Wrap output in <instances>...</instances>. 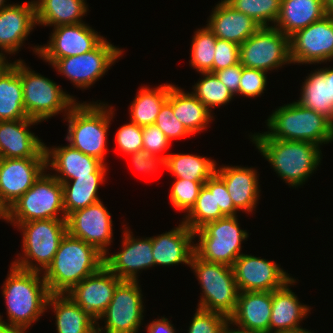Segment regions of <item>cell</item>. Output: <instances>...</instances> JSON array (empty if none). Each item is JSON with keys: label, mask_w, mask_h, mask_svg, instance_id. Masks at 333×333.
<instances>
[{"label": "cell", "mask_w": 333, "mask_h": 333, "mask_svg": "<svg viewBox=\"0 0 333 333\" xmlns=\"http://www.w3.org/2000/svg\"><path fill=\"white\" fill-rule=\"evenodd\" d=\"M155 125L164 132V135L170 142L176 138L192 136L187 128L174 116L172 107V84L168 99L161 106Z\"/></svg>", "instance_id": "7bdbcfd3"}, {"label": "cell", "mask_w": 333, "mask_h": 333, "mask_svg": "<svg viewBox=\"0 0 333 333\" xmlns=\"http://www.w3.org/2000/svg\"><path fill=\"white\" fill-rule=\"evenodd\" d=\"M217 163L200 155L170 153L166 158V169L174 178L190 181H207L216 173Z\"/></svg>", "instance_id": "8d00e7d4"}, {"label": "cell", "mask_w": 333, "mask_h": 333, "mask_svg": "<svg viewBox=\"0 0 333 333\" xmlns=\"http://www.w3.org/2000/svg\"><path fill=\"white\" fill-rule=\"evenodd\" d=\"M120 281L104 265L98 272L75 285L66 295L97 321L106 311Z\"/></svg>", "instance_id": "ffe728a7"}, {"label": "cell", "mask_w": 333, "mask_h": 333, "mask_svg": "<svg viewBox=\"0 0 333 333\" xmlns=\"http://www.w3.org/2000/svg\"><path fill=\"white\" fill-rule=\"evenodd\" d=\"M146 327L147 333H176L173 324L164 316L154 319Z\"/></svg>", "instance_id": "f5cc1de1"}, {"label": "cell", "mask_w": 333, "mask_h": 333, "mask_svg": "<svg viewBox=\"0 0 333 333\" xmlns=\"http://www.w3.org/2000/svg\"><path fill=\"white\" fill-rule=\"evenodd\" d=\"M37 26L35 3L10 4L0 10V52L15 54ZM34 27V28H33Z\"/></svg>", "instance_id": "603a6c76"}, {"label": "cell", "mask_w": 333, "mask_h": 333, "mask_svg": "<svg viewBox=\"0 0 333 333\" xmlns=\"http://www.w3.org/2000/svg\"><path fill=\"white\" fill-rule=\"evenodd\" d=\"M237 217L226 216L196 230L194 237L199 241L194 244L195 254L208 262L232 266L242 255V242L249 237L246 230L240 229Z\"/></svg>", "instance_id": "30bf717a"}, {"label": "cell", "mask_w": 333, "mask_h": 333, "mask_svg": "<svg viewBox=\"0 0 333 333\" xmlns=\"http://www.w3.org/2000/svg\"><path fill=\"white\" fill-rule=\"evenodd\" d=\"M104 103L78 101L64 119L68 122L65 140L73 148L106 164L107 133L114 111L112 106Z\"/></svg>", "instance_id": "5b68a950"}, {"label": "cell", "mask_w": 333, "mask_h": 333, "mask_svg": "<svg viewBox=\"0 0 333 333\" xmlns=\"http://www.w3.org/2000/svg\"><path fill=\"white\" fill-rule=\"evenodd\" d=\"M170 187V202L178 211H184L186 214L195 205L199 196L200 189L206 181H190L187 179H174Z\"/></svg>", "instance_id": "b9f144b4"}, {"label": "cell", "mask_w": 333, "mask_h": 333, "mask_svg": "<svg viewBox=\"0 0 333 333\" xmlns=\"http://www.w3.org/2000/svg\"><path fill=\"white\" fill-rule=\"evenodd\" d=\"M122 53V49L104 38L93 50L57 59L51 65L57 69L58 74L67 77L75 87L87 89L105 75L116 60L120 59Z\"/></svg>", "instance_id": "7c38bea8"}, {"label": "cell", "mask_w": 333, "mask_h": 333, "mask_svg": "<svg viewBox=\"0 0 333 333\" xmlns=\"http://www.w3.org/2000/svg\"><path fill=\"white\" fill-rule=\"evenodd\" d=\"M189 266L196 274L195 276L202 288L197 307L223 314L229 318L236 309L240 293L232 267L226 264L205 261L195 253Z\"/></svg>", "instance_id": "52a82bcc"}, {"label": "cell", "mask_w": 333, "mask_h": 333, "mask_svg": "<svg viewBox=\"0 0 333 333\" xmlns=\"http://www.w3.org/2000/svg\"><path fill=\"white\" fill-rule=\"evenodd\" d=\"M330 89H331V95L333 97V68H330Z\"/></svg>", "instance_id": "680465c9"}, {"label": "cell", "mask_w": 333, "mask_h": 333, "mask_svg": "<svg viewBox=\"0 0 333 333\" xmlns=\"http://www.w3.org/2000/svg\"><path fill=\"white\" fill-rule=\"evenodd\" d=\"M267 72L242 67V73L239 83V92L236 95L246 97H259L264 93L267 86Z\"/></svg>", "instance_id": "f6af8a7d"}, {"label": "cell", "mask_w": 333, "mask_h": 333, "mask_svg": "<svg viewBox=\"0 0 333 333\" xmlns=\"http://www.w3.org/2000/svg\"><path fill=\"white\" fill-rule=\"evenodd\" d=\"M0 333H22L18 328L9 325L7 322L3 321L0 315Z\"/></svg>", "instance_id": "db71d44e"}, {"label": "cell", "mask_w": 333, "mask_h": 333, "mask_svg": "<svg viewBox=\"0 0 333 333\" xmlns=\"http://www.w3.org/2000/svg\"><path fill=\"white\" fill-rule=\"evenodd\" d=\"M224 333H246L236 330V328L231 329L229 326L225 329Z\"/></svg>", "instance_id": "91938a15"}, {"label": "cell", "mask_w": 333, "mask_h": 333, "mask_svg": "<svg viewBox=\"0 0 333 333\" xmlns=\"http://www.w3.org/2000/svg\"><path fill=\"white\" fill-rule=\"evenodd\" d=\"M41 219H66L62 183L46 170L2 218L13 226Z\"/></svg>", "instance_id": "8992f818"}, {"label": "cell", "mask_w": 333, "mask_h": 333, "mask_svg": "<svg viewBox=\"0 0 333 333\" xmlns=\"http://www.w3.org/2000/svg\"><path fill=\"white\" fill-rule=\"evenodd\" d=\"M38 122L31 118L0 121V158L46 157L44 142L29 129Z\"/></svg>", "instance_id": "7402d4cb"}, {"label": "cell", "mask_w": 333, "mask_h": 333, "mask_svg": "<svg viewBox=\"0 0 333 333\" xmlns=\"http://www.w3.org/2000/svg\"><path fill=\"white\" fill-rule=\"evenodd\" d=\"M240 64L268 73L291 64L290 37L274 26L260 27L240 45Z\"/></svg>", "instance_id": "8fae6325"}, {"label": "cell", "mask_w": 333, "mask_h": 333, "mask_svg": "<svg viewBox=\"0 0 333 333\" xmlns=\"http://www.w3.org/2000/svg\"><path fill=\"white\" fill-rule=\"evenodd\" d=\"M268 131L250 138L307 141L318 146L333 142V122L326 116L305 108L297 101L278 107L268 117Z\"/></svg>", "instance_id": "3957f363"}, {"label": "cell", "mask_w": 333, "mask_h": 333, "mask_svg": "<svg viewBox=\"0 0 333 333\" xmlns=\"http://www.w3.org/2000/svg\"><path fill=\"white\" fill-rule=\"evenodd\" d=\"M231 267L240 292H272L293 278L274 261L251 254L242 253Z\"/></svg>", "instance_id": "ac0fdd59"}, {"label": "cell", "mask_w": 333, "mask_h": 333, "mask_svg": "<svg viewBox=\"0 0 333 333\" xmlns=\"http://www.w3.org/2000/svg\"><path fill=\"white\" fill-rule=\"evenodd\" d=\"M6 58V54L0 52V75L12 65Z\"/></svg>", "instance_id": "11a10c76"}, {"label": "cell", "mask_w": 333, "mask_h": 333, "mask_svg": "<svg viewBox=\"0 0 333 333\" xmlns=\"http://www.w3.org/2000/svg\"><path fill=\"white\" fill-rule=\"evenodd\" d=\"M42 274V275H41ZM3 283L8 324L26 333L47 310L50 296L43 273L24 270L11 263Z\"/></svg>", "instance_id": "6da1fadb"}, {"label": "cell", "mask_w": 333, "mask_h": 333, "mask_svg": "<svg viewBox=\"0 0 333 333\" xmlns=\"http://www.w3.org/2000/svg\"><path fill=\"white\" fill-rule=\"evenodd\" d=\"M104 256L94 246L67 232L52 263L43 272L50 294H67L104 266Z\"/></svg>", "instance_id": "7a4b0ae2"}, {"label": "cell", "mask_w": 333, "mask_h": 333, "mask_svg": "<svg viewBox=\"0 0 333 333\" xmlns=\"http://www.w3.org/2000/svg\"><path fill=\"white\" fill-rule=\"evenodd\" d=\"M216 40L217 37L207 26L194 32L189 63L197 72L213 73Z\"/></svg>", "instance_id": "ab89813d"}, {"label": "cell", "mask_w": 333, "mask_h": 333, "mask_svg": "<svg viewBox=\"0 0 333 333\" xmlns=\"http://www.w3.org/2000/svg\"><path fill=\"white\" fill-rule=\"evenodd\" d=\"M86 0H34L37 25L62 26L83 23L88 12Z\"/></svg>", "instance_id": "4dcf8cb0"}, {"label": "cell", "mask_w": 333, "mask_h": 333, "mask_svg": "<svg viewBox=\"0 0 333 333\" xmlns=\"http://www.w3.org/2000/svg\"><path fill=\"white\" fill-rule=\"evenodd\" d=\"M272 310V292H240L234 313L229 317V326L246 333H269Z\"/></svg>", "instance_id": "cb8c5ba5"}, {"label": "cell", "mask_w": 333, "mask_h": 333, "mask_svg": "<svg viewBox=\"0 0 333 333\" xmlns=\"http://www.w3.org/2000/svg\"><path fill=\"white\" fill-rule=\"evenodd\" d=\"M202 79L192 86L191 92L211 113L212 108L226 105L233 100V93L222 83L215 73L201 72Z\"/></svg>", "instance_id": "f35d334b"}, {"label": "cell", "mask_w": 333, "mask_h": 333, "mask_svg": "<svg viewBox=\"0 0 333 333\" xmlns=\"http://www.w3.org/2000/svg\"><path fill=\"white\" fill-rule=\"evenodd\" d=\"M26 118L18 59L0 75V121Z\"/></svg>", "instance_id": "d6a6232c"}, {"label": "cell", "mask_w": 333, "mask_h": 333, "mask_svg": "<svg viewBox=\"0 0 333 333\" xmlns=\"http://www.w3.org/2000/svg\"><path fill=\"white\" fill-rule=\"evenodd\" d=\"M325 16L324 0H282L274 27L290 37Z\"/></svg>", "instance_id": "f546056e"}, {"label": "cell", "mask_w": 333, "mask_h": 333, "mask_svg": "<svg viewBox=\"0 0 333 333\" xmlns=\"http://www.w3.org/2000/svg\"><path fill=\"white\" fill-rule=\"evenodd\" d=\"M242 67L243 66L240 63H237L215 72L218 78L233 93L234 96L239 92Z\"/></svg>", "instance_id": "816d5d0a"}, {"label": "cell", "mask_w": 333, "mask_h": 333, "mask_svg": "<svg viewBox=\"0 0 333 333\" xmlns=\"http://www.w3.org/2000/svg\"><path fill=\"white\" fill-rule=\"evenodd\" d=\"M106 174H90V176H76V179L62 183L63 205L66 217L79 209L100 201L99 185L105 182Z\"/></svg>", "instance_id": "e575fe53"}, {"label": "cell", "mask_w": 333, "mask_h": 333, "mask_svg": "<svg viewBox=\"0 0 333 333\" xmlns=\"http://www.w3.org/2000/svg\"><path fill=\"white\" fill-rule=\"evenodd\" d=\"M138 283L137 280H121L117 284L111 302L97 320V333H138L145 311ZM102 319L104 327L98 322Z\"/></svg>", "instance_id": "4fadbf2b"}, {"label": "cell", "mask_w": 333, "mask_h": 333, "mask_svg": "<svg viewBox=\"0 0 333 333\" xmlns=\"http://www.w3.org/2000/svg\"><path fill=\"white\" fill-rule=\"evenodd\" d=\"M171 84L159 85L156 88L140 87L130 105V121L144 127L155 124L163 103L168 99Z\"/></svg>", "instance_id": "d590c367"}, {"label": "cell", "mask_w": 333, "mask_h": 333, "mask_svg": "<svg viewBox=\"0 0 333 333\" xmlns=\"http://www.w3.org/2000/svg\"><path fill=\"white\" fill-rule=\"evenodd\" d=\"M194 232L182 221L171 231L152 236L155 266L190 265L194 255ZM192 242V243H191Z\"/></svg>", "instance_id": "484cf974"}, {"label": "cell", "mask_w": 333, "mask_h": 333, "mask_svg": "<svg viewBox=\"0 0 333 333\" xmlns=\"http://www.w3.org/2000/svg\"><path fill=\"white\" fill-rule=\"evenodd\" d=\"M143 127L133 122L122 125L116 132L117 151L130 155L143 149Z\"/></svg>", "instance_id": "bcb514c9"}, {"label": "cell", "mask_w": 333, "mask_h": 333, "mask_svg": "<svg viewBox=\"0 0 333 333\" xmlns=\"http://www.w3.org/2000/svg\"><path fill=\"white\" fill-rule=\"evenodd\" d=\"M226 217L216 206L215 174L206 181L200 189L195 205L184 215L182 222L193 232L204 227L207 223Z\"/></svg>", "instance_id": "74e56055"}, {"label": "cell", "mask_w": 333, "mask_h": 333, "mask_svg": "<svg viewBox=\"0 0 333 333\" xmlns=\"http://www.w3.org/2000/svg\"><path fill=\"white\" fill-rule=\"evenodd\" d=\"M168 154L155 156L149 154L146 150H140L130 154L132 158V164L136 168V170L140 172H144L146 174L157 172L158 166L161 165L166 168V158Z\"/></svg>", "instance_id": "681fc988"}, {"label": "cell", "mask_w": 333, "mask_h": 333, "mask_svg": "<svg viewBox=\"0 0 333 333\" xmlns=\"http://www.w3.org/2000/svg\"><path fill=\"white\" fill-rule=\"evenodd\" d=\"M276 333H313L305 328L296 331H285V332H276Z\"/></svg>", "instance_id": "6f0895ef"}, {"label": "cell", "mask_w": 333, "mask_h": 333, "mask_svg": "<svg viewBox=\"0 0 333 333\" xmlns=\"http://www.w3.org/2000/svg\"><path fill=\"white\" fill-rule=\"evenodd\" d=\"M240 46L233 42L217 38L213 60V73L240 63Z\"/></svg>", "instance_id": "7dc6e473"}, {"label": "cell", "mask_w": 333, "mask_h": 333, "mask_svg": "<svg viewBox=\"0 0 333 333\" xmlns=\"http://www.w3.org/2000/svg\"><path fill=\"white\" fill-rule=\"evenodd\" d=\"M16 227L23 232L21 247L24 256L20 255L12 264L24 270L43 273L52 263L67 233L66 219L33 220Z\"/></svg>", "instance_id": "ba28073f"}, {"label": "cell", "mask_w": 333, "mask_h": 333, "mask_svg": "<svg viewBox=\"0 0 333 333\" xmlns=\"http://www.w3.org/2000/svg\"><path fill=\"white\" fill-rule=\"evenodd\" d=\"M57 333H97V321L66 294H50Z\"/></svg>", "instance_id": "f1b7e54d"}, {"label": "cell", "mask_w": 333, "mask_h": 333, "mask_svg": "<svg viewBox=\"0 0 333 333\" xmlns=\"http://www.w3.org/2000/svg\"><path fill=\"white\" fill-rule=\"evenodd\" d=\"M213 9L206 26L219 39L240 46L260 28L251 17L236 11L227 2L219 1Z\"/></svg>", "instance_id": "4316f807"}, {"label": "cell", "mask_w": 333, "mask_h": 333, "mask_svg": "<svg viewBox=\"0 0 333 333\" xmlns=\"http://www.w3.org/2000/svg\"><path fill=\"white\" fill-rule=\"evenodd\" d=\"M236 11L251 17L260 27L274 26L280 13L282 0H228Z\"/></svg>", "instance_id": "60d3db41"}, {"label": "cell", "mask_w": 333, "mask_h": 333, "mask_svg": "<svg viewBox=\"0 0 333 333\" xmlns=\"http://www.w3.org/2000/svg\"><path fill=\"white\" fill-rule=\"evenodd\" d=\"M324 8L326 15L333 17V0H324Z\"/></svg>", "instance_id": "9f6ffc18"}, {"label": "cell", "mask_w": 333, "mask_h": 333, "mask_svg": "<svg viewBox=\"0 0 333 333\" xmlns=\"http://www.w3.org/2000/svg\"><path fill=\"white\" fill-rule=\"evenodd\" d=\"M46 45H36L33 52L51 65L55 60L93 50L104 37L86 23L55 27Z\"/></svg>", "instance_id": "9a60e30c"}, {"label": "cell", "mask_w": 333, "mask_h": 333, "mask_svg": "<svg viewBox=\"0 0 333 333\" xmlns=\"http://www.w3.org/2000/svg\"><path fill=\"white\" fill-rule=\"evenodd\" d=\"M46 169V157L0 158V219Z\"/></svg>", "instance_id": "5bb4252c"}, {"label": "cell", "mask_w": 333, "mask_h": 333, "mask_svg": "<svg viewBox=\"0 0 333 333\" xmlns=\"http://www.w3.org/2000/svg\"><path fill=\"white\" fill-rule=\"evenodd\" d=\"M20 78L27 116L39 122L59 113L64 117L76 103L74 96L64 92L53 80L36 73L20 59ZM66 113V114H65Z\"/></svg>", "instance_id": "9c48e42d"}, {"label": "cell", "mask_w": 333, "mask_h": 333, "mask_svg": "<svg viewBox=\"0 0 333 333\" xmlns=\"http://www.w3.org/2000/svg\"><path fill=\"white\" fill-rule=\"evenodd\" d=\"M67 232L97 248L103 255L108 252L113 239V224L110 212L100 200L76 210L66 217Z\"/></svg>", "instance_id": "e0dca14e"}, {"label": "cell", "mask_w": 333, "mask_h": 333, "mask_svg": "<svg viewBox=\"0 0 333 333\" xmlns=\"http://www.w3.org/2000/svg\"><path fill=\"white\" fill-rule=\"evenodd\" d=\"M300 98L297 100L305 108L320 113L333 122V97L330 89V67L311 72L301 87Z\"/></svg>", "instance_id": "1f68e13d"}, {"label": "cell", "mask_w": 333, "mask_h": 333, "mask_svg": "<svg viewBox=\"0 0 333 333\" xmlns=\"http://www.w3.org/2000/svg\"><path fill=\"white\" fill-rule=\"evenodd\" d=\"M293 64H315L333 60V17L325 16L290 36Z\"/></svg>", "instance_id": "2e32d148"}, {"label": "cell", "mask_w": 333, "mask_h": 333, "mask_svg": "<svg viewBox=\"0 0 333 333\" xmlns=\"http://www.w3.org/2000/svg\"><path fill=\"white\" fill-rule=\"evenodd\" d=\"M229 318L217 312L197 308L190 322L188 333H224Z\"/></svg>", "instance_id": "ee69618b"}, {"label": "cell", "mask_w": 333, "mask_h": 333, "mask_svg": "<svg viewBox=\"0 0 333 333\" xmlns=\"http://www.w3.org/2000/svg\"><path fill=\"white\" fill-rule=\"evenodd\" d=\"M226 185L238 211L252 213L260 199L259 174L255 168L242 166L216 167L215 173Z\"/></svg>", "instance_id": "d4e9b609"}, {"label": "cell", "mask_w": 333, "mask_h": 333, "mask_svg": "<svg viewBox=\"0 0 333 333\" xmlns=\"http://www.w3.org/2000/svg\"><path fill=\"white\" fill-rule=\"evenodd\" d=\"M215 200L225 216H238L225 183L215 174Z\"/></svg>", "instance_id": "f907efd6"}, {"label": "cell", "mask_w": 333, "mask_h": 333, "mask_svg": "<svg viewBox=\"0 0 333 333\" xmlns=\"http://www.w3.org/2000/svg\"><path fill=\"white\" fill-rule=\"evenodd\" d=\"M126 227L123 231L122 249L104 256V265L121 280H137L140 270L155 267L152 239L135 238Z\"/></svg>", "instance_id": "d6986e66"}, {"label": "cell", "mask_w": 333, "mask_h": 333, "mask_svg": "<svg viewBox=\"0 0 333 333\" xmlns=\"http://www.w3.org/2000/svg\"><path fill=\"white\" fill-rule=\"evenodd\" d=\"M250 139L289 187L303 185L321 163V147L314 143L273 138Z\"/></svg>", "instance_id": "277c9868"}, {"label": "cell", "mask_w": 333, "mask_h": 333, "mask_svg": "<svg viewBox=\"0 0 333 333\" xmlns=\"http://www.w3.org/2000/svg\"><path fill=\"white\" fill-rule=\"evenodd\" d=\"M295 283H297L296 279L292 278L283 287L272 291L269 333L302 329L299 325L311 308L300 303L296 294L289 288Z\"/></svg>", "instance_id": "83f0119b"}, {"label": "cell", "mask_w": 333, "mask_h": 333, "mask_svg": "<svg viewBox=\"0 0 333 333\" xmlns=\"http://www.w3.org/2000/svg\"><path fill=\"white\" fill-rule=\"evenodd\" d=\"M142 137L143 150L155 156H160L159 153L166 151L171 144L164 132L155 124L144 126Z\"/></svg>", "instance_id": "c3c4849f"}, {"label": "cell", "mask_w": 333, "mask_h": 333, "mask_svg": "<svg viewBox=\"0 0 333 333\" xmlns=\"http://www.w3.org/2000/svg\"><path fill=\"white\" fill-rule=\"evenodd\" d=\"M172 107L174 116L193 135L208 127L213 114L190 92L172 84Z\"/></svg>", "instance_id": "836d02e7"}, {"label": "cell", "mask_w": 333, "mask_h": 333, "mask_svg": "<svg viewBox=\"0 0 333 333\" xmlns=\"http://www.w3.org/2000/svg\"><path fill=\"white\" fill-rule=\"evenodd\" d=\"M50 148V149H49ZM46 169L56 171L52 174L61 183L76 179V176L107 174V166L100 160L88 156L70 144L58 147H46Z\"/></svg>", "instance_id": "44dd1931"}, {"label": "cell", "mask_w": 333, "mask_h": 333, "mask_svg": "<svg viewBox=\"0 0 333 333\" xmlns=\"http://www.w3.org/2000/svg\"><path fill=\"white\" fill-rule=\"evenodd\" d=\"M5 2L7 3L6 0H0V10L10 5V4H5Z\"/></svg>", "instance_id": "94428289"}]
</instances>
